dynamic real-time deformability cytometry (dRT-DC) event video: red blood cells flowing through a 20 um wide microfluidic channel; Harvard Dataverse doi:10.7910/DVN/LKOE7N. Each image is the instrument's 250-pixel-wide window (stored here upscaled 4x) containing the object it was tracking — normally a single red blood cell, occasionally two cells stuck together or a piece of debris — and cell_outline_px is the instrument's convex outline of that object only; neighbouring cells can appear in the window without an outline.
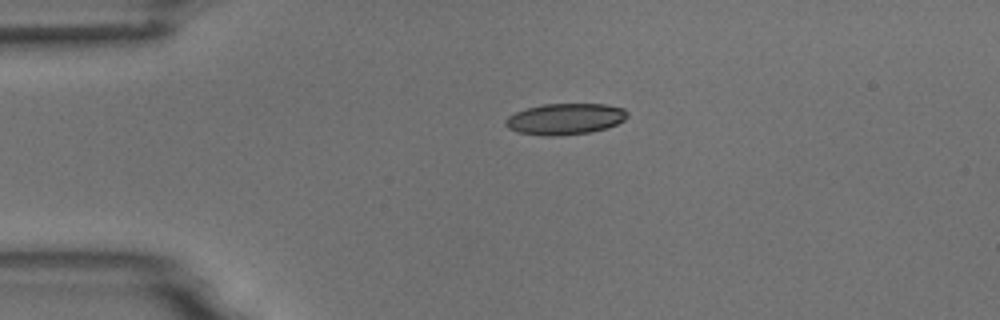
{"species": "common noctule bat (a hibernating species)", "species_latin": "Nyctalus noctula", "temperature_condition": "room temperature", "stored_images_in_passage": 2, "camera_frame_rate_fps": 3000, "um_per_image_px": 0.085, "animal": {"sex": "male", "body_mass_g": 18.8}, "frame": {"image": 1, "passage_image": 1, "time_ms": 0.0, "image_size_px": [1000, 320], "cell_outline_px": [[628, 116], [624, 120], [608, 128], [592, 132], [560, 136], [548, 136], [516, 132], [508, 128], [504, 124], [504, 120], [508, 116], [516, 112], [528, 108], [544, 104], [604, 104], [624, 108], [628, 112]], "centroid_in_image_um": [48.04, 10.12], "position_along_channel_um": 37.0, "area_um2": 22.31}}